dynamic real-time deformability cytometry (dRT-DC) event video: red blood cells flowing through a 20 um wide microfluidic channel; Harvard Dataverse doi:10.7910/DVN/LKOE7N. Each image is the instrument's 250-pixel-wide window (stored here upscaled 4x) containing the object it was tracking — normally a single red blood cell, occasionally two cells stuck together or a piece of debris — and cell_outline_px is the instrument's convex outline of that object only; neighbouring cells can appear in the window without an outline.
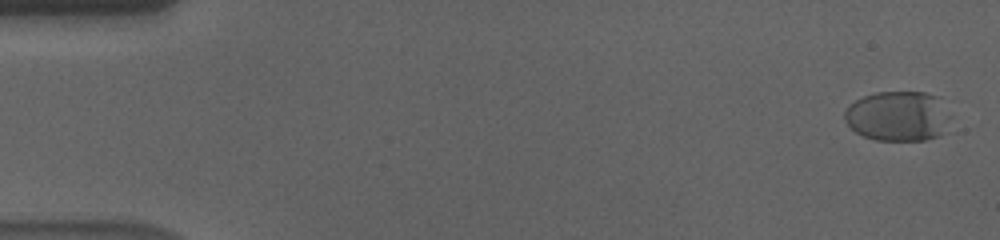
{"species": "human", "species_latin": "Homo sapiens", "temperature_condition": "cold", "stored_images_in_passage": 58, "camera_frame_rate_fps": 3000, "um_per_image_px": 0.085, "donor": {"sex": "male"}, "frame": {"image": 1, "passage_image": 2, "time_ms": 0.333, "image_size_px": [1000, 240], "cell_outline_px": [[940, 136], [924, 140], [876, 140], [864, 136], [856, 132], [844, 120], [844, 112], [856, 100], [864, 96], [876, 92], [924, 92], [940, 96]], "centroid_in_image_um": [76.15, 9.86], "position_along_channel_um": 8.8, "area_um2": 29.36}}
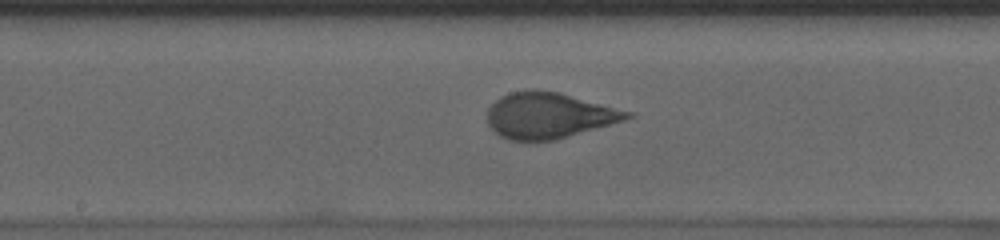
{"frame": {"image": 2, "passage_image": 31, "time_ms": 10.0, "image_size_px": [1000, 240], "cell_outline_px": [[636, 116], [624, 120], [556, 140], [508, 140], [500, 136], [488, 124], [488, 108], [500, 96], [508, 92], [560, 92], [632, 112]], "centroid_in_image_um": [46.67, 9.83], "position_along_channel_um": 201.5, "area_um2": 36.7}}
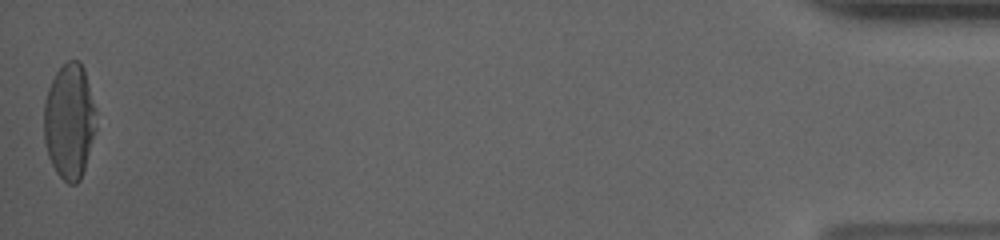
{"frame": {"image": 3, "passage_image": 58, "time_ms": 19.0, "image_size_px": [1000, 240], "cell_outline_px": [[96, 128], [84, 168], [80, 180], [76, 184], [68, 184], [56, 172], [48, 156], [44, 140], [44, 104], [48, 88], [56, 72], [68, 60], [80, 60], [84, 68], [96, 108]], "centroid_in_image_um": [5.9, 10.29], "position_along_channel_um": 429.3, "area_um2": 35.14}, "authors_computed_cell_mechanics": {"area_um2": 35.6337, "velocity_mm_per_s": 3.5664, "shape_relaxation_time_tau1_ms": 3.8833, "shape_relaxation_time_tau2_ms": null, "deformation_change_tau1": 0.1719, "deformation_change_tau2": null}}